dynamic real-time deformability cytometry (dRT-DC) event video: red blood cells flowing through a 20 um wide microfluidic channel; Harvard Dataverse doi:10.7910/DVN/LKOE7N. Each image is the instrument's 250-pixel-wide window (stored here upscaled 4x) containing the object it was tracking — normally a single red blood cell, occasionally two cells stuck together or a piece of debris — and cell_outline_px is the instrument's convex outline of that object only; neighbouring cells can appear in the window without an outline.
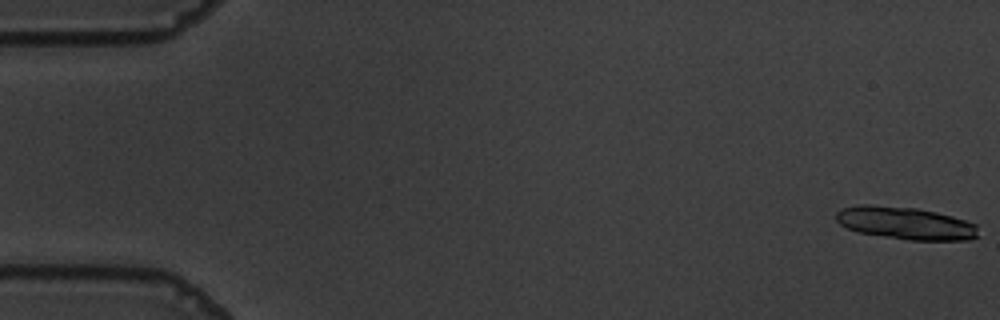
{"species": "common noctule bat (a hibernating species)", "species_latin": "Nyctalus noctula", "temperature_condition": "warm", "stored_images_in_passage": 16, "camera_frame_rate_fps": 3000, "um_per_image_px": 0.085, "animal": {"sex": "male", "body_mass_g": 19.5, "forearm_length_mm": 54.6}, "frame": {"image": 1, "passage_image": 1, "time_ms": 0.0, "image_size_px": [1000, 320], "cell_outline_px": [[980, 236], [968, 240], [908, 240], [860, 232], [848, 228], [840, 224], [836, 220], [836, 212], [840, 208], [860, 204], [872, 204], [916, 208], [936, 212], [952, 216], [976, 224]], "centroid_in_image_um": [76.97, 18.96], "position_along_channel_um": 8.0, "area_um2": 27.05}}